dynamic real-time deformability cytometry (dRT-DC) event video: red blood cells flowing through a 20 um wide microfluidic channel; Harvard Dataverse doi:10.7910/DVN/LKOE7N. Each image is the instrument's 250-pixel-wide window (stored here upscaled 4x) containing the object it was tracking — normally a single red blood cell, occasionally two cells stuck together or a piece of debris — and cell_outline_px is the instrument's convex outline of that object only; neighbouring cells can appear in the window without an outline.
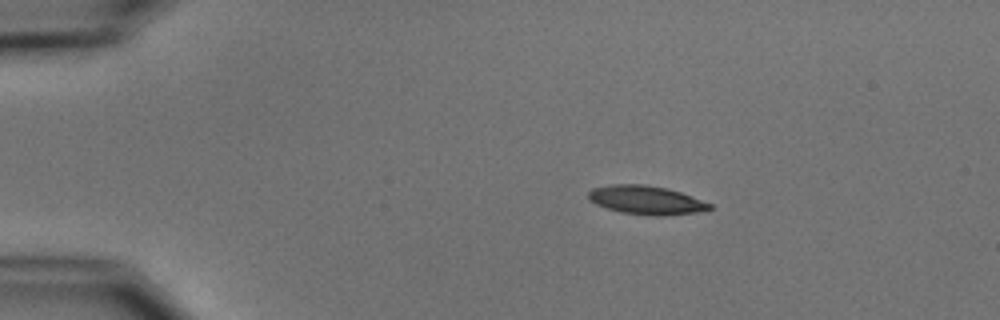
{"species": "common noctule bat (a hibernating species)", "species_latin": "Nyctalus noctula", "temperature_condition": "cold", "stored_images_in_passage": 3, "camera_frame_rate_fps": 3000, "um_per_image_px": 0.085, "animal": {"sex": "male", "body_mass_g": 15.6}, "frame": {"image": 1, "passage_image": 2, "time_ms": 1.333, "image_size_px": [1000, 320], "cell_outline_px": [[712, 208], [696, 212], [660, 216], [656, 216], [620, 212], [596, 204], [588, 200], [588, 192], [592, 188], [612, 184], [644, 184], [668, 188], [692, 196], [712, 204]], "centroid_in_image_um": [54.9, 16.99], "position_along_channel_um": 30.1, "area_um2": 20.23}}